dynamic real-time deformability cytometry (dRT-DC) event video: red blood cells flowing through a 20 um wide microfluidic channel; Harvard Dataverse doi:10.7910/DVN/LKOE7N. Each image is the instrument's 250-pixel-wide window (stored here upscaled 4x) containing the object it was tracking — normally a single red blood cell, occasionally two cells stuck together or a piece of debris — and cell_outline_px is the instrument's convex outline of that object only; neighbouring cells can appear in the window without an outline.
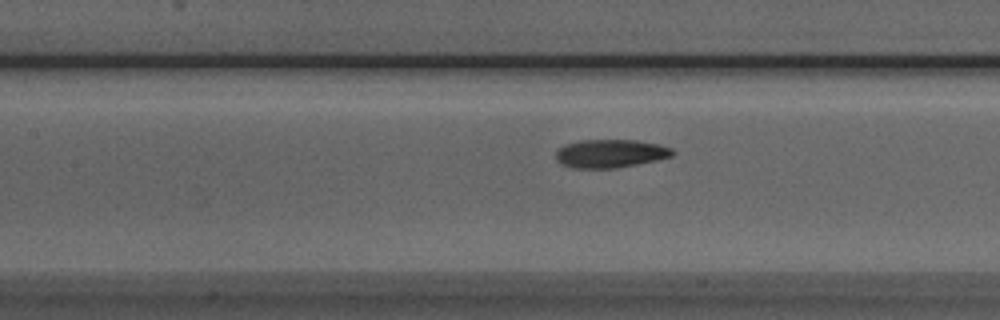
{"species": "Egyptian fruit bat (a non-hibernating species)", "species_latin": "Rousettus aegyptiacus", "temperature_condition": "room temperature", "stored_images_in_passage": 52, "camera_frame_rate_fps": 3000, "um_per_image_px": 0.085, "animal": {"sex": "male"}, "frame": {"image": 1, "passage_image": 23, "time_ms": 7.333, "image_size_px": [1000, 320], "cell_outline_px": [[676, 152], [672, 156], [656, 160], [616, 168], [572, 168], [556, 160], [556, 152], [564, 144], [580, 140], [636, 140], [660, 144], [672, 148]], "centroid_in_image_um": [51.9, 13.04], "position_along_channel_um": 155.5, "area_um2": 19.25}}
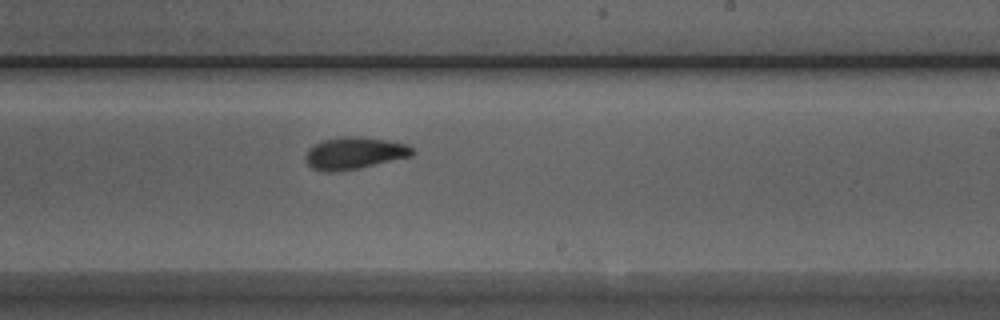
{"frame": {"image": 2, "passage_image": 31, "time_ms": 10.0, "image_size_px": [1000, 320], "cell_outline_px": [[416, 152], [412, 156], [356, 168], [336, 172], [324, 172], [312, 168], [304, 160], [304, 156], [308, 148], [312, 144], [320, 140], [344, 136], [356, 136], [388, 140], [408, 144]], "centroid_in_image_um": [30.07, 13.0], "position_along_channel_um": 258.9, "area_um2": 20.17}}
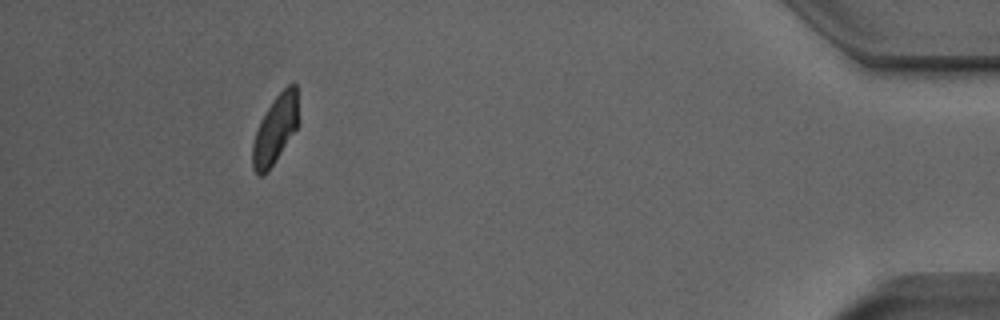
{"frame": {"image": 3, "passage_image": 48, "time_ms": 15.667, "image_size_px": [1000, 320], "cell_outline_px": [[296, 128], [268, 172], [264, 176], [260, 176], [252, 168], [252, 144], [260, 120], [276, 96], [292, 80], [296, 84]], "centroid_in_image_um": [23.35, 11.04], "position_along_channel_um": 411.9, "area_um2": 17.74}, "authors_computed_cell_mechanics": {"area_um2": 19.4497, "velocity_mm_per_s": 3.8872, "shape_relaxation_time_tau1_ms": 6.3086, "shape_relaxation_time_tau2_ms": 3.2481, "deformation_change_tau1": 0.1657, "deformation_change_tau2": 0.0837}}